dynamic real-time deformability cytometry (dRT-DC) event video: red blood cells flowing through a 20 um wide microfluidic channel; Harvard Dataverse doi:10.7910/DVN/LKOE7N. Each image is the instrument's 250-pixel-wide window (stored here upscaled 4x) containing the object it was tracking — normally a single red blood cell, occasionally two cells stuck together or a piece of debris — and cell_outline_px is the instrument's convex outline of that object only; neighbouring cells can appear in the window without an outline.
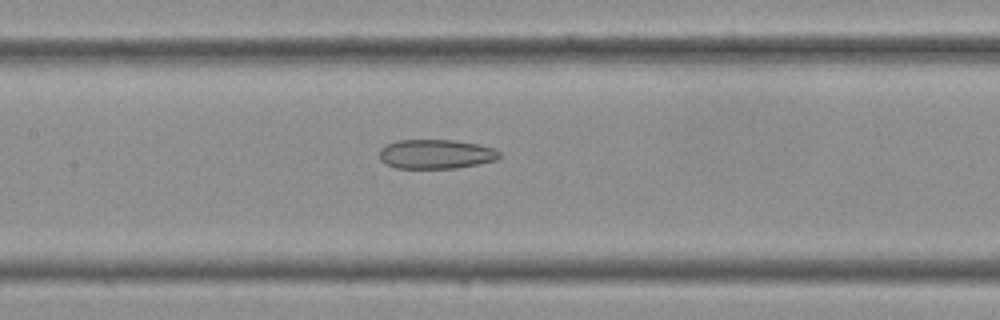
{"species": "Egyptian fruit bat (a non-hibernating species)", "species_latin": "Rousettus aegyptiacus", "temperature_condition": "cold", "stored_images_in_passage": 26, "camera_frame_rate_fps": 3000, "um_per_image_px": 0.085, "frame": {"image": 1, "passage_image": 13, "time_ms": 4.0, "image_size_px": [1000, 320], "cell_outline_px": [[500, 156], [496, 160], [456, 168], [396, 168], [384, 164], [380, 160], [380, 148], [384, 144], [396, 140], [452, 140], [480, 144], [492, 148], [500, 152]], "centroid_in_image_um": [37.0, 13.09], "position_along_channel_um": 170.4, "area_um2": 20.63}}
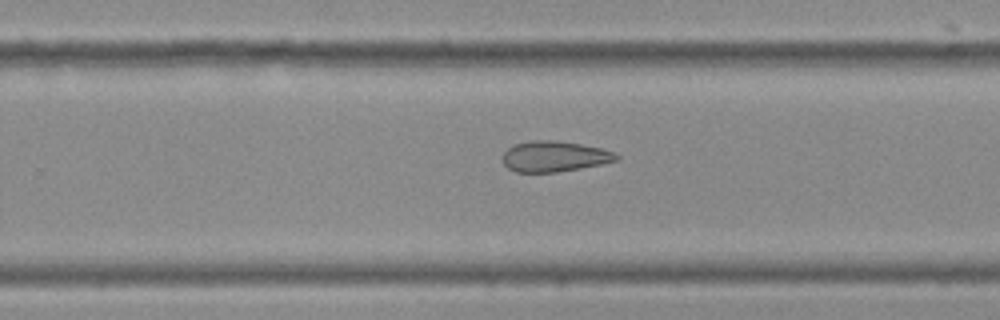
{"frame": {"image": 2, "passage_image": 19, "time_ms": 6.0, "image_size_px": [1000, 320], "cell_outline_px": [[620, 156], [616, 160], [600, 164], [580, 168], [556, 172], [516, 172], [508, 168], [504, 164], [504, 152], [512, 144], [528, 140], [552, 140], [580, 144], [600, 148], [616, 152]], "centroid_in_image_um": [47.1, 13.28], "position_along_channel_um": 282.7, "area_um2": 20.23}}
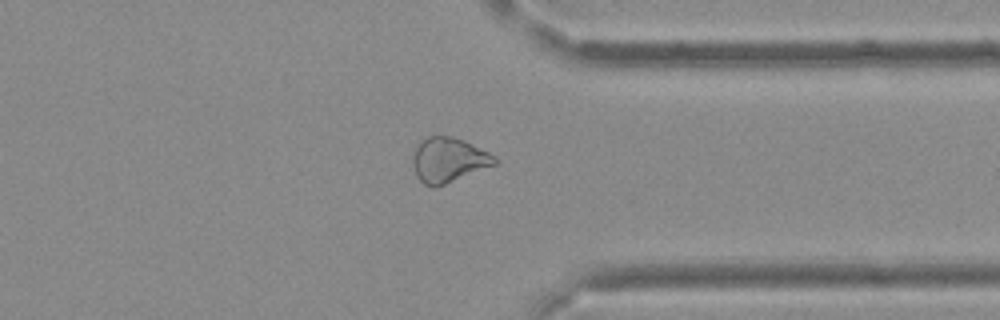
{"frame": {"image": 3, "passage_image": 24, "time_ms": 7.667, "image_size_px": [1000, 320], "cell_outline_px": [[500, 160], [496, 164], [436, 188], [432, 188], [424, 184], [416, 176], [412, 164], [412, 152], [416, 144], [428, 136], [448, 136], [464, 140], [496, 156]], "centroid_in_image_um": [38.09, 13.61], "position_along_channel_um": 373.3, "area_um2": 21.68}}